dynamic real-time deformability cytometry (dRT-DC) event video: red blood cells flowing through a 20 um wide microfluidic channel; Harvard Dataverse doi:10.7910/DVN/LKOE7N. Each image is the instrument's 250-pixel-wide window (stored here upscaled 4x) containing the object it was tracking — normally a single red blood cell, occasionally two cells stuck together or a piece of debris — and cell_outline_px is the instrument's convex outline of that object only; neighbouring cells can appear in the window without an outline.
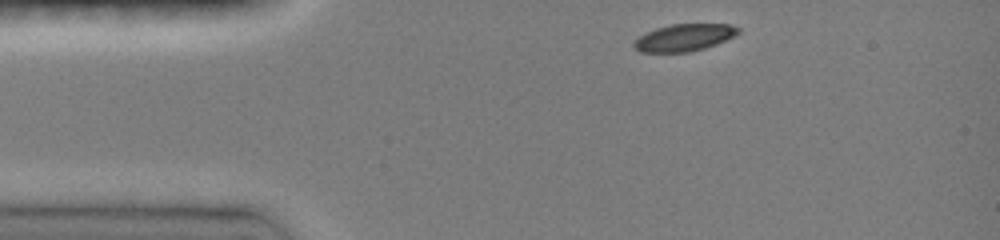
{"species": "common noctule bat (a hibernating species)", "species_latin": "Nyctalus noctula", "temperature_condition": "room temperature", "stored_images_in_passage": 35, "camera_frame_rate_fps": 3000, "um_per_image_px": 0.085, "animal": {"sex": "female", "body_mass_g": 19.0, "forearm_length_mm": 51.5}, "frame": {"image": 1, "passage_image": 1, "time_ms": 0.0, "image_size_px": [1000, 240], "cell_outline_px": [[740, 32], [716, 44], [704, 48], [688, 52], [640, 52], [632, 44], [640, 36], [656, 28], [672, 24], [732, 24], [740, 28]], "centroid_in_image_um": [58.17, 3.19], "position_along_channel_um": 26.8, "area_um2": 16.24}}
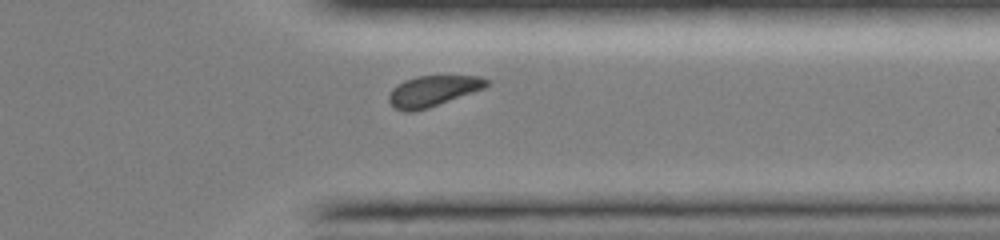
{"frame": {"image": 2, "passage_image": 30, "time_ms": 9.667, "image_size_px": [1000, 240], "cell_outline_px": [[492, 80], [484, 88], [428, 108], [412, 112], [404, 112], [396, 108], [388, 100], [388, 96], [392, 88], [396, 84], [404, 80], [416, 76], [480, 76]], "centroid_in_image_um": [36.78, 7.72], "position_along_channel_um": 374.6, "area_um2": 17.51}}
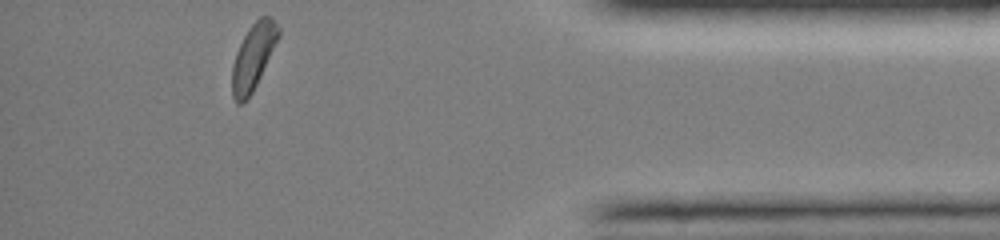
{"frame": {"image": 3, "passage_image": 35, "time_ms": 11.333, "image_size_px": [1000, 240], "cell_outline_px": [[280, 36], [252, 92], [244, 104], [236, 104], [232, 96], [232, 64], [236, 52], [248, 28], [260, 16], [268, 16], [280, 28]], "centroid_in_image_um": [21.51, 4.85], "position_along_channel_um": 413.7, "area_um2": 17.63}, "authors_computed_cell_mechanics": {"area_um2": 18.3804, "velocity_mm_per_s": 4.0783, "shape_relaxation_time_tau1_ms": 2.3442, "shape_relaxation_time_tau2_ms": null, "deformation_change_tau1": 0.1233, "deformation_change_tau2": null}}